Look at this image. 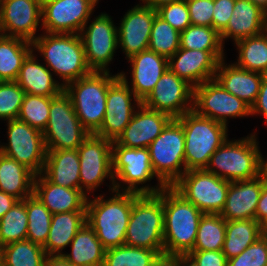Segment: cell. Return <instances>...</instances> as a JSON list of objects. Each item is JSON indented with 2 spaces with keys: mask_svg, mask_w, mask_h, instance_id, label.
<instances>
[{
  "mask_svg": "<svg viewBox=\"0 0 267 266\" xmlns=\"http://www.w3.org/2000/svg\"><path fill=\"white\" fill-rule=\"evenodd\" d=\"M164 259L188 255L194 248L203 213L172 186L163 188Z\"/></svg>",
  "mask_w": 267,
  "mask_h": 266,
  "instance_id": "obj_1",
  "label": "cell"
},
{
  "mask_svg": "<svg viewBox=\"0 0 267 266\" xmlns=\"http://www.w3.org/2000/svg\"><path fill=\"white\" fill-rule=\"evenodd\" d=\"M109 199L103 195L87 199L86 222L107 250L125 245V235L132 211L133 192L113 191ZM121 192V193H120Z\"/></svg>",
  "mask_w": 267,
  "mask_h": 266,
  "instance_id": "obj_2",
  "label": "cell"
},
{
  "mask_svg": "<svg viewBox=\"0 0 267 266\" xmlns=\"http://www.w3.org/2000/svg\"><path fill=\"white\" fill-rule=\"evenodd\" d=\"M44 34L32 42V49L41 53L47 67L61 77L63 87L93 72L86 62L79 34Z\"/></svg>",
  "mask_w": 267,
  "mask_h": 266,
  "instance_id": "obj_3",
  "label": "cell"
},
{
  "mask_svg": "<svg viewBox=\"0 0 267 266\" xmlns=\"http://www.w3.org/2000/svg\"><path fill=\"white\" fill-rule=\"evenodd\" d=\"M255 133L243 139H228L211 155L206 171L233 182L250 180L266 170V161Z\"/></svg>",
  "mask_w": 267,
  "mask_h": 266,
  "instance_id": "obj_4",
  "label": "cell"
},
{
  "mask_svg": "<svg viewBox=\"0 0 267 266\" xmlns=\"http://www.w3.org/2000/svg\"><path fill=\"white\" fill-rule=\"evenodd\" d=\"M125 245L156 250L164 258L163 189L158 194L133 192Z\"/></svg>",
  "mask_w": 267,
  "mask_h": 266,
  "instance_id": "obj_5",
  "label": "cell"
},
{
  "mask_svg": "<svg viewBox=\"0 0 267 266\" xmlns=\"http://www.w3.org/2000/svg\"><path fill=\"white\" fill-rule=\"evenodd\" d=\"M185 136V168L206 169L211 155L228 139L227 125L197 114L194 110L177 118Z\"/></svg>",
  "mask_w": 267,
  "mask_h": 266,
  "instance_id": "obj_6",
  "label": "cell"
},
{
  "mask_svg": "<svg viewBox=\"0 0 267 266\" xmlns=\"http://www.w3.org/2000/svg\"><path fill=\"white\" fill-rule=\"evenodd\" d=\"M118 77L110 75V71H93L64 87L80 123L90 134H95L103 124L107 92Z\"/></svg>",
  "mask_w": 267,
  "mask_h": 266,
  "instance_id": "obj_7",
  "label": "cell"
},
{
  "mask_svg": "<svg viewBox=\"0 0 267 266\" xmlns=\"http://www.w3.org/2000/svg\"><path fill=\"white\" fill-rule=\"evenodd\" d=\"M184 145V130L177 119H172L149 145L158 186H172L186 172Z\"/></svg>",
  "mask_w": 267,
  "mask_h": 266,
  "instance_id": "obj_8",
  "label": "cell"
},
{
  "mask_svg": "<svg viewBox=\"0 0 267 266\" xmlns=\"http://www.w3.org/2000/svg\"><path fill=\"white\" fill-rule=\"evenodd\" d=\"M112 173L114 176V190L135 192L138 194H158L166 186L150 187L144 184L157 177L152 169L148 148H128L112 142ZM120 180L121 182H117ZM119 183H124L120 185Z\"/></svg>",
  "mask_w": 267,
  "mask_h": 266,
  "instance_id": "obj_9",
  "label": "cell"
},
{
  "mask_svg": "<svg viewBox=\"0 0 267 266\" xmlns=\"http://www.w3.org/2000/svg\"><path fill=\"white\" fill-rule=\"evenodd\" d=\"M46 150L78 149L89 136L80 123L72 100L63 90L51 99L49 121L42 132Z\"/></svg>",
  "mask_w": 267,
  "mask_h": 266,
  "instance_id": "obj_10",
  "label": "cell"
},
{
  "mask_svg": "<svg viewBox=\"0 0 267 266\" xmlns=\"http://www.w3.org/2000/svg\"><path fill=\"white\" fill-rule=\"evenodd\" d=\"M229 184L230 181L201 169L186 171L172 187L203 214H220Z\"/></svg>",
  "mask_w": 267,
  "mask_h": 266,
  "instance_id": "obj_11",
  "label": "cell"
},
{
  "mask_svg": "<svg viewBox=\"0 0 267 266\" xmlns=\"http://www.w3.org/2000/svg\"><path fill=\"white\" fill-rule=\"evenodd\" d=\"M7 123L9 142L0 145V153L23 164L35 175L41 174L47 153L42 131L19 119Z\"/></svg>",
  "mask_w": 267,
  "mask_h": 266,
  "instance_id": "obj_12",
  "label": "cell"
},
{
  "mask_svg": "<svg viewBox=\"0 0 267 266\" xmlns=\"http://www.w3.org/2000/svg\"><path fill=\"white\" fill-rule=\"evenodd\" d=\"M112 140L89 134L78 147L80 159V189L87 195L96 190L105 178L111 179L110 190L114 191L112 173Z\"/></svg>",
  "mask_w": 267,
  "mask_h": 266,
  "instance_id": "obj_13",
  "label": "cell"
},
{
  "mask_svg": "<svg viewBox=\"0 0 267 266\" xmlns=\"http://www.w3.org/2000/svg\"><path fill=\"white\" fill-rule=\"evenodd\" d=\"M193 110L225 125L228 117L251 116V107L226 91L215 78L193 88Z\"/></svg>",
  "mask_w": 267,
  "mask_h": 266,
  "instance_id": "obj_14",
  "label": "cell"
},
{
  "mask_svg": "<svg viewBox=\"0 0 267 266\" xmlns=\"http://www.w3.org/2000/svg\"><path fill=\"white\" fill-rule=\"evenodd\" d=\"M80 31L86 62L92 71L107 72L118 47V30L107 13L98 15ZM86 30V31H85Z\"/></svg>",
  "mask_w": 267,
  "mask_h": 266,
  "instance_id": "obj_15",
  "label": "cell"
},
{
  "mask_svg": "<svg viewBox=\"0 0 267 266\" xmlns=\"http://www.w3.org/2000/svg\"><path fill=\"white\" fill-rule=\"evenodd\" d=\"M141 104L177 119L193 110V87L167 69Z\"/></svg>",
  "mask_w": 267,
  "mask_h": 266,
  "instance_id": "obj_16",
  "label": "cell"
},
{
  "mask_svg": "<svg viewBox=\"0 0 267 266\" xmlns=\"http://www.w3.org/2000/svg\"><path fill=\"white\" fill-rule=\"evenodd\" d=\"M118 75L119 77L109 86L103 124L95 133L96 136L112 141H115L124 131L135 112V108L141 104L130 89L125 73L121 72ZM131 100L135 104L132 105Z\"/></svg>",
  "mask_w": 267,
  "mask_h": 266,
  "instance_id": "obj_17",
  "label": "cell"
},
{
  "mask_svg": "<svg viewBox=\"0 0 267 266\" xmlns=\"http://www.w3.org/2000/svg\"><path fill=\"white\" fill-rule=\"evenodd\" d=\"M90 0H55L42 6V28L46 33L79 34L95 9Z\"/></svg>",
  "mask_w": 267,
  "mask_h": 266,
  "instance_id": "obj_18",
  "label": "cell"
},
{
  "mask_svg": "<svg viewBox=\"0 0 267 266\" xmlns=\"http://www.w3.org/2000/svg\"><path fill=\"white\" fill-rule=\"evenodd\" d=\"M223 52L179 48L168 58V69L194 88L215 78Z\"/></svg>",
  "mask_w": 267,
  "mask_h": 266,
  "instance_id": "obj_19",
  "label": "cell"
},
{
  "mask_svg": "<svg viewBox=\"0 0 267 266\" xmlns=\"http://www.w3.org/2000/svg\"><path fill=\"white\" fill-rule=\"evenodd\" d=\"M38 0H3L0 10V34L33 42L42 20ZM7 32V33H6Z\"/></svg>",
  "mask_w": 267,
  "mask_h": 266,
  "instance_id": "obj_20",
  "label": "cell"
},
{
  "mask_svg": "<svg viewBox=\"0 0 267 266\" xmlns=\"http://www.w3.org/2000/svg\"><path fill=\"white\" fill-rule=\"evenodd\" d=\"M157 15L156 9L138 4L123 16L118 30V46L127 59L149 48L152 24Z\"/></svg>",
  "mask_w": 267,
  "mask_h": 266,
  "instance_id": "obj_21",
  "label": "cell"
},
{
  "mask_svg": "<svg viewBox=\"0 0 267 266\" xmlns=\"http://www.w3.org/2000/svg\"><path fill=\"white\" fill-rule=\"evenodd\" d=\"M266 183L267 170L250 180L230 182L225 205L220 215L226 221L255 219L259 197Z\"/></svg>",
  "mask_w": 267,
  "mask_h": 266,
  "instance_id": "obj_22",
  "label": "cell"
},
{
  "mask_svg": "<svg viewBox=\"0 0 267 266\" xmlns=\"http://www.w3.org/2000/svg\"><path fill=\"white\" fill-rule=\"evenodd\" d=\"M115 142L128 148H148L172 118L140 104Z\"/></svg>",
  "mask_w": 267,
  "mask_h": 266,
  "instance_id": "obj_23",
  "label": "cell"
},
{
  "mask_svg": "<svg viewBox=\"0 0 267 266\" xmlns=\"http://www.w3.org/2000/svg\"><path fill=\"white\" fill-rule=\"evenodd\" d=\"M33 194L52 214L86 211L88 196L81 189L53 184L42 173L35 175Z\"/></svg>",
  "mask_w": 267,
  "mask_h": 266,
  "instance_id": "obj_24",
  "label": "cell"
},
{
  "mask_svg": "<svg viewBox=\"0 0 267 266\" xmlns=\"http://www.w3.org/2000/svg\"><path fill=\"white\" fill-rule=\"evenodd\" d=\"M131 65L132 92L142 102L168 69V58L149 49L128 58Z\"/></svg>",
  "mask_w": 267,
  "mask_h": 266,
  "instance_id": "obj_25",
  "label": "cell"
},
{
  "mask_svg": "<svg viewBox=\"0 0 267 266\" xmlns=\"http://www.w3.org/2000/svg\"><path fill=\"white\" fill-rule=\"evenodd\" d=\"M267 30V13L250 0H236L227 27L220 33L224 42L231 38L234 42L258 36Z\"/></svg>",
  "mask_w": 267,
  "mask_h": 266,
  "instance_id": "obj_26",
  "label": "cell"
},
{
  "mask_svg": "<svg viewBox=\"0 0 267 266\" xmlns=\"http://www.w3.org/2000/svg\"><path fill=\"white\" fill-rule=\"evenodd\" d=\"M215 79L226 91L252 107L260 91L263 74L242 69L234 63L225 65L223 59L218 64Z\"/></svg>",
  "mask_w": 267,
  "mask_h": 266,
  "instance_id": "obj_27",
  "label": "cell"
},
{
  "mask_svg": "<svg viewBox=\"0 0 267 266\" xmlns=\"http://www.w3.org/2000/svg\"><path fill=\"white\" fill-rule=\"evenodd\" d=\"M42 174L53 184L80 189L78 150H47Z\"/></svg>",
  "mask_w": 267,
  "mask_h": 266,
  "instance_id": "obj_28",
  "label": "cell"
},
{
  "mask_svg": "<svg viewBox=\"0 0 267 266\" xmlns=\"http://www.w3.org/2000/svg\"><path fill=\"white\" fill-rule=\"evenodd\" d=\"M32 50L22 63L18 77L15 80L26 94L45 97H55L64 87L52 77V73L45 65L37 62Z\"/></svg>",
  "mask_w": 267,
  "mask_h": 266,
  "instance_id": "obj_29",
  "label": "cell"
},
{
  "mask_svg": "<svg viewBox=\"0 0 267 266\" xmlns=\"http://www.w3.org/2000/svg\"><path fill=\"white\" fill-rule=\"evenodd\" d=\"M86 223V211L52 214L50 231L43 248L47 255H59L70 245L76 233Z\"/></svg>",
  "mask_w": 267,
  "mask_h": 266,
  "instance_id": "obj_30",
  "label": "cell"
},
{
  "mask_svg": "<svg viewBox=\"0 0 267 266\" xmlns=\"http://www.w3.org/2000/svg\"><path fill=\"white\" fill-rule=\"evenodd\" d=\"M71 253L61 256L76 266H103L106 249L86 222L70 243Z\"/></svg>",
  "mask_w": 267,
  "mask_h": 266,
  "instance_id": "obj_31",
  "label": "cell"
},
{
  "mask_svg": "<svg viewBox=\"0 0 267 266\" xmlns=\"http://www.w3.org/2000/svg\"><path fill=\"white\" fill-rule=\"evenodd\" d=\"M34 178L26 166L0 153V191L22 201L33 194Z\"/></svg>",
  "mask_w": 267,
  "mask_h": 266,
  "instance_id": "obj_32",
  "label": "cell"
},
{
  "mask_svg": "<svg viewBox=\"0 0 267 266\" xmlns=\"http://www.w3.org/2000/svg\"><path fill=\"white\" fill-rule=\"evenodd\" d=\"M32 50V42L0 34V81H15Z\"/></svg>",
  "mask_w": 267,
  "mask_h": 266,
  "instance_id": "obj_33",
  "label": "cell"
},
{
  "mask_svg": "<svg viewBox=\"0 0 267 266\" xmlns=\"http://www.w3.org/2000/svg\"><path fill=\"white\" fill-rule=\"evenodd\" d=\"M260 237V224L255 219L226 221L222 252L227 259L240 255Z\"/></svg>",
  "mask_w": 267,
  "mask_h": 266,
  "instance_id": "obj_34",
  "label": "cell"
},
{
  "mask_svg": "<svg viewBox=\"0 0 267 266\" xmlns=\"http://www.w3.org/2000/svg\"><path fill=\"white\" fill-rule=\"evenodd\" d=\"M165 261L156 250L121 245L106 250L103 266H163Z\"/></svg>",
  "mask_w": 267,
  "mask_h": 266,
  "instance_id": "obj_35",
  "label": "cell"
},
{
  "mask_svg": "<svg viewBox=\"0 0 267 266\" xmlns=\"http://www.w3.org/2000/svg\"><path fill=\"white\" fill-rule=\"evenodd\" d=\"M238 49L236 66L252 72L267 73V30L254 37L235 42Z\"/></svg>",
  "mask_w": 267,
  "mask_h": 266,
  "instance_id": "obj_36",
  "label": "cell"
},
{
  "mask_svg": "<svg viewBox=\"0 0 267 266\" xmlns=\"http://www.w3.org/2000/svg\"><path fill=\"white\" fill-rule=\"evenodd\" d=\"M46 257L43 246L27 239L0 248L3 266H44Z\"/></svg>",
  "mask_w": 267,
  "mask_h": 266,
  "instance_id": "obj_37",
  "label": "cell"
},
{
  "mask_svg": "<svg viewBox=\"0 0 267 266\" xmlns=\"http://www.w3.org/2000/svg\"><path fill=\"white\" fill-rule=\"evenodd\" d=\"M226 234V220L220 214H203L192 251L222 250Z\"/></svg>",
  "mask_w": 267,
  "mask_h": 266,
  "instance_id": "obj_38",
  "label": "cell"
},
{
  "mask_svg": "<svg viewBox=\"0 0 267 266\" xmlns=\"http://www.w3.org/2000/svg\"><path fill=\"white\" fill-rule=\"evenodd\" d=\"M28 217L26 198L18 201L0 219V248L27 239Z\"/></svg>",
  "mask_w": 267,
  "mask_h": 266,
  "instance_id": "obj_39",
  "label": "cell"
},
{
  "mask_svg": "<svg viewBox=\"0 0 267 266\" xmlns=\"http://www.w3.org/2000/svg\"><path fill=\"white\" fill-rule=\"evenodd\" d=\"M28 217L27 240L43 246L50 231L52 213L34 195L26 198Z\"/></svg>",
  "mask_w": 267,
  "mask_h": 266,
  "instance_id": "obj_40",
  "label": "cell"
},
{
  "mask_svg": "<svg viewBox=\"0 0 267 266\" xmlns=\"http://www.w3.org/2000/svg\"><path fill=\"white\" fill-rule=\"evenodd\" d=\"M220 33L213 27L189 25L180 32V48L188 50L224 51Z\"/></svg>",
  "mask_w": 267,
  "mask_h": 266,
  "instance_id": "obj_41",
  "label": "cell"
},
{
  "mask_svg": "<svg viewBox=\"0 0 267 266\" xmlns=\"http://www.w3.org/2000/svg\"><path fill=\"white\" fill-rule=\"evenodd\" d=\"M179 48L180 32L156 15L152 24L148 49L169 58Z\"/></svg>",
  "mask_w": 267,
  "mask_h": 266,
  "instance_id": "obj_42",
  "label": "cell"
},
{
  "mask_svg": "<svg viewBox=\"0 0 267 266\" xmlns=\"http://www.w3.org/2000/svg\"><path fill=\"white\" fill-rule=\"evenodd\" d=\"M52 98L25 94L17 119L43 132L49 121Z\"/></svg>",
  "mask_w": 267,
  "mask_h": 266,
  "instance_id": "obj_43",
  "label": "cell"
},
{
  "mask_svg": "<svg viewBox=\"0 0 267 266\" xmlns=\"http://www.w3.org/2000/svg\"><path fill=\"white\" fill-rule=\"evenodd\" d=\"M25 94L16 81H0V119H17Z\"/></svg>",
  "mask_w": 267,
  "mask_h": 266,
  "instance_id": "obj_44",
  "label": "cell"
},
{
  "mask_svg": "<svg viewBox=\"0 0 267 266\" xmlns=\"http://www.w3.org/2000/svg\"><path fill=\"white\" fill-rule=\"evenodd\" d=\"M156 11L159 17L179 32L184 31L189 25H191L186 0H179L163 5Z\"/></svg>",
  "mask_w": 267,
  "mask_h": 266,
  "instance_id": "obj_45",
  "label": "cell"
},
{
  "mask_svg": "<svg viewBox=\"0 0 267 266\" xmlns=\"http://www.w3.org/2000/svg\"><path fill=\"white\" fill-rule=\"evenodd\" d=\"M227 266H267V241L259 237L240 255L228 259Z\"/></svg>",
  "mask_w": 267,
  "mask_h": 266,
  "instance_id": "obj_46",
  "label": "cell"
},
{
  "mask_svg": "<svg viewBox=\"0 0 267 266\" xmlns=\"http://www.w3.org/2000/svg\"><path fill=\"white\" fill-rule=\"evenodd\" d=\"M191 25L212 27L214 0H186Z\"/></svg>",
  "mask_w": 267,
  "mask_h": 266,
  "instance_id": "obj_47",
  "label": "cell"
},
{
  "mask_svg": "<svg viewBox=\"0 0 267 266\" xmlns=\"http://www.w3.org/2000/svg\"><path fill=\"white\" fill-rule=\"evenodd\" d=\"M236 0H214L212 27L221 33L228 25Z\"/></svg>",
  "mask_w": 267,
  "mask_h": 266,
  "instance_id": "obj_48",
  "label": "cell"
},
{
  "mask_svg": "<svg viewBox=\"0 0 267 266\" xmlns=\"http://www.w3.org/2000/svg\"><path fill=\"white\" fill-rule=\"evenodd\" d=\"M199 266H227L228 259L219 251H191L188 254Z\"/></svg>",
  "mask_w": 267,
  "mask_h": 266,
  "instance_id": "obj_49",
  "label": "cell"
},
{
  "mask_svg": "<svg viewBox=\"0 0 267 266\" xmlns=\"http://www.w3.org/2000/svg\"><path fill=\"white\" fill-rule=\"evenodd\" d=\"M263 114L267 124V73L263 74V79L255 103L251 107V115Z\"/></svg>",
  "mask_w": 267,
  "mask_h": 266,
  "instance_id": "obj_50",
  "label": "cell"
},
{
  "mask_svg": "<svg viewBox=\"0 0 267 266\" xmlns=\"http://www.w3.org/2000/svg\"><path fill=\"white\" fill-rule=\"evenodd\" d=\"M255 220L260 224L267 220V183L263 186L257 208L255 211Z\"/></svg>",
  "mask_w": 267,
  "mask_h": 266,
  "instance_id": "obj_51",
  "label": "cell"
},
{
  "mask_svg": "<svg viewBox=\"0 0 267 266\" xmlns=\"http://www.w3.org/2000/svg\"><path fill=\"white\" fill-rule=\"evenodd\" d=\"M168 266H199L189 255H175L166 259Z\"/></svg>",
  "mask_w": 267,
  "mask_h": 266,
  "instance_id": "obj_52",
  "label": "cell"
},
{
  "mask_svg": "<svg viewBox=\"0 0 267 266\" xmlns=\"http://www.w3.org/2000/svg\"><path fill=\"white\" fill-rule=\"evenodd\" d=\"M19 200L5 192L0 191V219L6 214Z\"/></svg>",
  "mask_w": 267,
  "mask_h": 266,
  "instance_id": "obj_53",
  "label": "cell"
},
{
  "mask_svg": "<svg viewBox=\"0 0 267 266\" xmlns=\"http://www.w3.org/2000/svg\"><path fill=\"white\" fill-rule=\"evenodd\" d=\"M44 266H76L59 255H47Z\"/></svg>",
  "mask_w": 267,
  "mask_h": 266,
  "instance_id": "obj_54",
  "label": "cell"
},
{
  "mask_svg": "<svg viewBox=\"0 0 267 266\" xmlns=\"http://www.w3.org/2000/svg\"><path fill=\"white\" fill-rule=\"evenodd\" d=\"M140 1H142L145 6H149L157 10L159 7L163 5L170 4L172 2H176L179 0H140Z\"/></svg>",
  "mask_w": 267,
  "mask_h": 266,
  "instance_id": "obj_55",
  "label": "cell"
},
{
  "mask_svg": "<svg viewBox=\"0 0 267 266\" xmlns=\"http://www.w3.org/2000/svg\"><path fill=\"white\" fill-rule=\"evenodd\" d=\"M260 237L267 241V220L260 223Z\"/></svg>",
  "mask_w": 267,
  "mask_h": 266,
  "instance_id": "obj_56",
  "label": "cell"
},
{
  "mask_svg": "<svg viewBox=\"0 0 267 266\" xmlns=\"http://www.w3.org/2000/svg\"><path fill=\"white\" fill-rule=\"evenodd\" d=\"M250 1L267 13V0H250Z\"/></svg>",
  "mask_w": 267,
  "mask_h": 266,
  "instance_id": "obj_57",
  "label": "cell"
},
{
  "mask_svg": "<svg viewBox=\"0 0 267 266\" xmlns=\"http://www.w3.org/2000/svg\"><path fill=\"white\" fill-rule=\"evenodd\" d=\"M52 1H55V0H38L41 7Z\"/></svg>",
  "mask_w": 267,
  "mask_h": 266,
  "instance_id": "obj_58",
  "label": "cell"
},
{
  "mask_svg": "<svg viewBox=\"0 0 267 266\" xmlns=\"http://www.w3.org/2000/svg\"><path fill=\"white\" fill-rule=\"evenodd\" d=\"M93 4L97 5L99 0H90Z\"/></svg>",
  "mask_w": 267,
  "mask_h": 266,
  "instance_id": "obj_59",
  "label": "cell"
},
{
  "mask_svg": "<svg viewBox=\"0 0 267 266\" xmlns=\"http://www.w3.org/2000/svg\"><path fill=\"white\" fill-rule=\"evenodd\" d=\"M2 3H3V0H0V10H1Z\"/></svg>",
  "mask_w": 267,
  "mask_h": 266,
  "instance_id": "obj_60",
  "label": "cell"
}]
</instances>
